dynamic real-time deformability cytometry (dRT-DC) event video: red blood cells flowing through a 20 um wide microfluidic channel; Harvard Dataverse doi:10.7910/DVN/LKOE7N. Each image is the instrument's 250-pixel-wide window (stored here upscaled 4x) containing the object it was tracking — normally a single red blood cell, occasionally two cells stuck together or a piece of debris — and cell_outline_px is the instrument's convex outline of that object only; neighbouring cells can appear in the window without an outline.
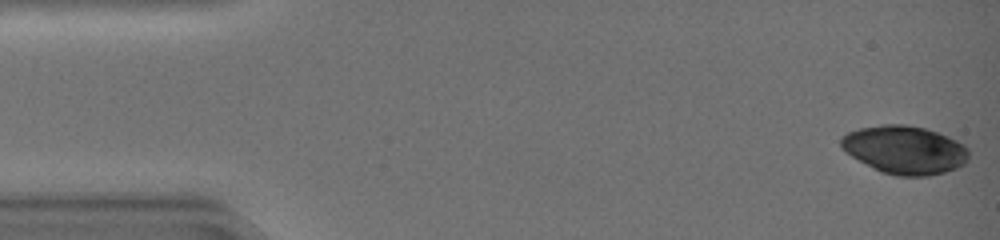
{"species": "common noctule bat (a hibernating species)", "species_latin": "Nyctalus noctula", "temperature_condition": "warm", "stored_images_in_passage": 44, "camera_frame_rate_fps": 3000, "um_per_image_px": 0.085, "animal": {"sex": "female", "body_mass_g": 19.0, "forearm_length_mm": 51.5}, "frame": {"image": 1, "passage_image": 1, "time_ms": 0.0, "image_size_px": [1000, 240], "cell_outline_px": [[968, 160], [964, 164], [956, 168], [944, 172], [928, 176], [896, 176], [880, 172], [872, 168], [852, 156], [840, 144], [840, 140], [848, 132], [860, 128], [884, 124], [904, 124], [924, 128], [948, 136], [964, 144], [968, 148]], "centroid_in_image_um": [76.93, 12.74], "position_along_channel_um": 8.1, "area_um2": 35.78}}